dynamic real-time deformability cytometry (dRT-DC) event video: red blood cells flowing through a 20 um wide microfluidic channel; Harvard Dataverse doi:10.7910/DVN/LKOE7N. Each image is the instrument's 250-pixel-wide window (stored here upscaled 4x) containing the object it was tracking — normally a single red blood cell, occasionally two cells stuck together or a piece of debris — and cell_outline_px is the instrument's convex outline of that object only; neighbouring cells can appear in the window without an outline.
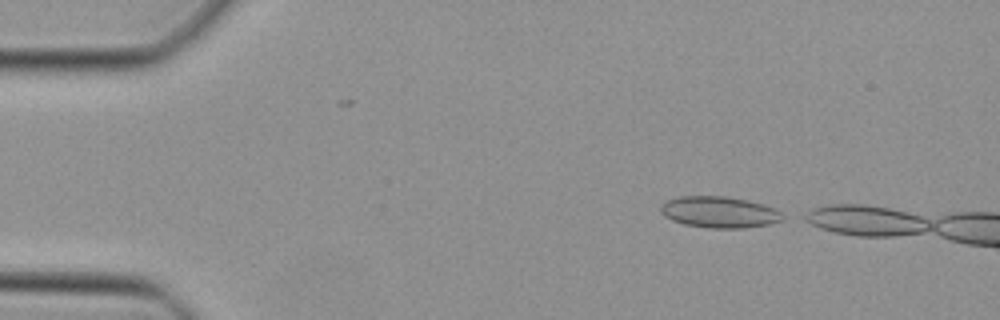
{"species": "Egyptian fruit bat (a non-hibernating species)", "species_latin": "Rousettus aegyptiacus", "temperature_condition": "cold", "stored_images_in_passage": 5, "camera_frame_rate_fps": 3000, "um_per_image_px": 0.085, "animal": {"sex": "female"}, "frame": {"image": 1, "passage_image": 1, "time_ms": 0.0, "image_size_px": [1000, 320], "cell_outline_px": [[788, 216], [784, 220], [768, 224], [744, 228], [708, 228], [684, 224], [672, 220], [664, 216], [660, 212], [660, 208], [668, 200], [680, 196], [724, 196], [764, 204]], "centroid_in_image_um": [61.16, 18.04], "position_along_channel_um": 23.8, "area_um2": 22.2}}